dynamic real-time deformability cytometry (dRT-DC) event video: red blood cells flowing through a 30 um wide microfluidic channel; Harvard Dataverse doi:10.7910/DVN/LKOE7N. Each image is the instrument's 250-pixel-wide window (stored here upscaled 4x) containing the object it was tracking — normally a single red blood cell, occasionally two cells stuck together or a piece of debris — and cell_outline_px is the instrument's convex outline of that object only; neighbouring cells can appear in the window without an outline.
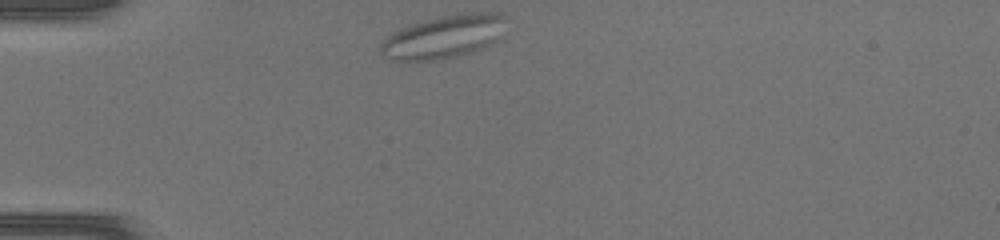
{"species": "common noctule bat (a hibernating species)", "species_latin": "Nyctalus noctula", "temperature_condition": "warm", "stored_images_in_passage": 35, "camera_frame_rate_fps": 3000, "um_per_image_px": 0.085, "animal": {"sex": "female", "body_mass_g": 17.0, "forearm_length_mm": 48.0}, "frame": {"image": 1, "passage_image": 1, "time_ms": 0.0, "image_size_px": [1000, 240], "cell_outline_px": [[504, 16], [496, 40], [480, 48], [468, 52], [452, 56], [432, 60], [396, 60], [380, 52], [380, 44], [392, 32], [412, 24], [424, 20], [440, 16], [472, 12], [504, 12]], "centroid_in_image_um": [37.67, 3.09], "position_along_channel_um": 47.3, "area_um2": 30.4}}
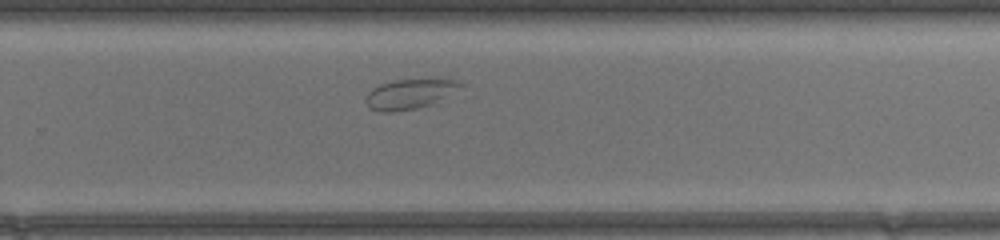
{"frame": {"image": 2, "passage_image": 20, "time_ms": 6.333, "image_size_px": [1000, 240], "cell_outline_px": [[464, 84], [432, 104], [416, 108], [392, 112], [380, 112], [368, 108], [364, 100], [364, 96], [372, 88], [380, 84], [396, 80], [456, 80]], "centroid_in_image_um": [34.69, 8.01], "position_along_channel_um": 295.1, "area_um2": 16.13}}
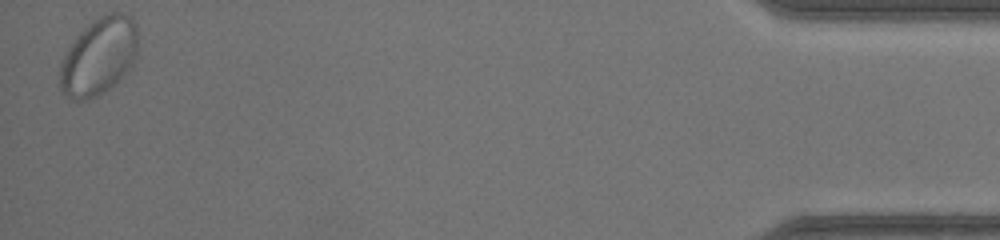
{"frame": {"image": 3, "passage_image": 35, "time_ms": 11.333, "image_size_px": [1000, 240], "cell_outline_px": [[136, 56], [132, 64], [120, 80], [112, 88], [96, 96], [80, 100], [76, 100], [68, 96], [60, 88], [60, 64], [72, 40], [92, 20], [100, 16], [112, 12], [120, 12], [128, 16], [132, 20], [136, 28]], "centroid_in_image_um": [8.39, 4.79], "position_along_channel_um": 426.8, "area_um2": 34.85}}